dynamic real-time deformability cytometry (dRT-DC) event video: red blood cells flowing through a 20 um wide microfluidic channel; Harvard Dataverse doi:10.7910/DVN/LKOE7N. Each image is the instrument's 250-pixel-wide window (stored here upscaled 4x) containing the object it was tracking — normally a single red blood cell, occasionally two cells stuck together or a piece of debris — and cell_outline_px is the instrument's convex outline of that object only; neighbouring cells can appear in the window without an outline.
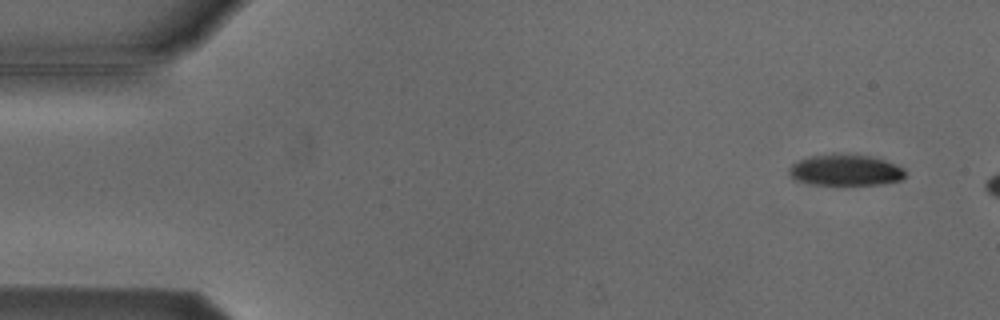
{"species": "Egyptian fruit bat (a non-hibernating species)", "species_latin": "Rousettus aegyptiacus", "temperature_condition": "cold", "stored_images_in_passage": 3, "camera_frame_rate_fps": 3000, "um_per_image_px": 0.085, "animal": {"sex": "male"}, "frame": {"image": 1, "passage_image": 1, "time_ms": 0.0, "image_size_px": [1000, 320], "cell_outline_px": [[904, 176], [900, 180], [884, 184], [812, 184], [796, 180], [788, 172], [788, 168], [796, 160], [808, 156], [868, 156], [884, 160], [904, 168]], "centroid_in_image_um": [71.84, 14.49], "position_along_channel_um": 13.2, "area_um2": 20.35}}